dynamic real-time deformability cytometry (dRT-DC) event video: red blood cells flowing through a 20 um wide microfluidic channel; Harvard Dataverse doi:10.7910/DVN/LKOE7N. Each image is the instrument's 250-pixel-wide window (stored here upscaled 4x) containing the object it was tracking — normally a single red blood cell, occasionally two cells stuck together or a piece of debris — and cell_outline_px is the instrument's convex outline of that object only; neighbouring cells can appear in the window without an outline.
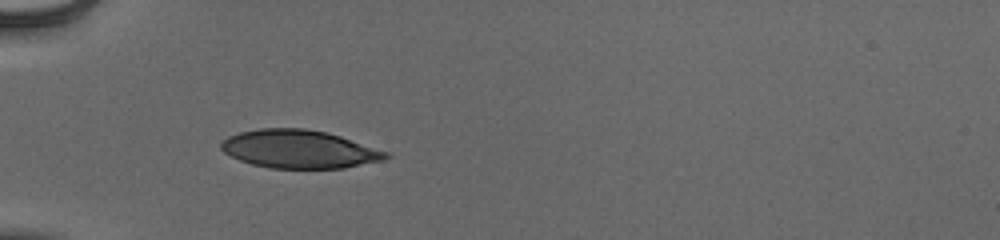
{"species": "human", "species_latin": "Homo sapiens", "temperature_condition": "cold", "stored_images_in_passage": 36, "camera_frame_rate_fps": 3000, "um_per_image_px": 0.085, "donor": {"sex": "male"}, "frame": {"image": 1, "passage_image": 1, "time_ms": 0.0, "image_size_px": [1000, 240], "cell_outline_px": [[392, 156], [384, 160], [344, 168], [268, 168], [252, 164], [240, 160], [224, 152], [220, 148], [220, 144], [228, 136], [240, 132], [260, 128], [304, 128], [328, 132], [388, 152]], "centroid_in_image_um": [25.44, 12.67], "position_along_channel_um": 59.6, "area_um2": 36.65}}
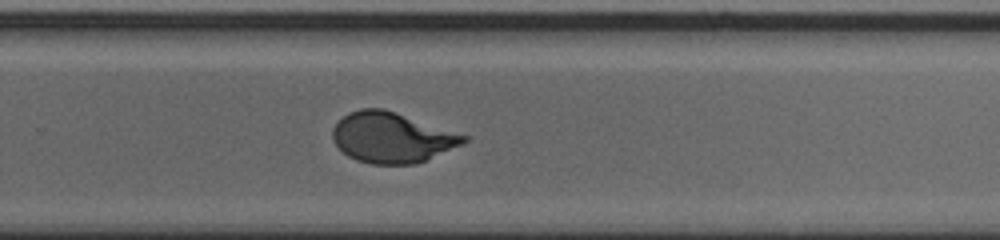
{"frame": {"image": 2, "passage_image": 20, "time_ms": 6.333, "image_size_px": [1000, 240], "cell_outline_px": [[468, 140], [464, 144], [416, 164], [372, 164], [356, 160], [348, 156], [332, 140], [332, 128], [348, 112], [360, 108], [384, 108], [468, 136]], "centroid_in_image_um": [33.3, 11.69], "position_along_channel_um": 296.5, "area_um2": 38.44}}
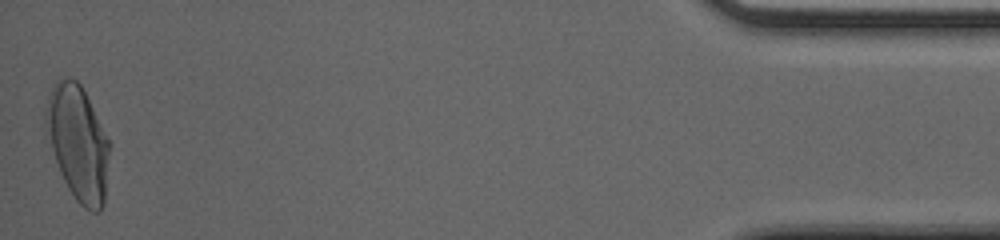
{"frame": {"image": 3, "passage_image": 36, "time_ms": 11.667, "image_size_px": [1000, 240], "cell_outline_px": [[112, 144], [104, 204], [100, 212], [92, 212], [84, 208], [76, 200], [68, 188], [60, 172], [52, 148], [44, 120], [44, 112], [48, 96], [56, 80], [60, 76], [68, 76], [76, 80], [80, 84]], "centroid_in_image_um": [6.66, 12.14], "position_along_channel_um": 428.5, "area_um2": 42.89}, "authors_computed_cell_mechanics": {"area_um2": 38.6104, "velocity_mm_per_s": 3.9404, "shape_relaxation_time_tau1_ms": 4.4994, "shape_relaxation_time_tau2_ms": null, "deformation_change_tau1": 0.2058, "deformation_change_tau2": null}}